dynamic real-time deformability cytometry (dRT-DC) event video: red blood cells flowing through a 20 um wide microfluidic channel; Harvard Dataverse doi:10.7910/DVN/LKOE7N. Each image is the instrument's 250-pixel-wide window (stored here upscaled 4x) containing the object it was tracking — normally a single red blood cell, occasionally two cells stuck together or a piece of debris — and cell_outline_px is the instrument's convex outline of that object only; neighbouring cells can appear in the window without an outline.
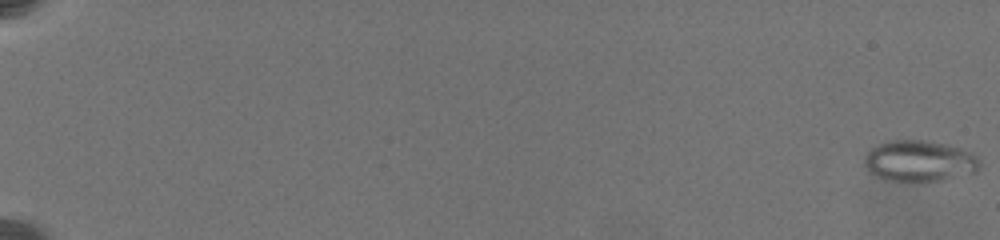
{"species": "common noctule bat (a hibernating species)", "species_latin": "Nyctalus noctula", "temperature_condition": "warm", "stored_images_in_passage": 49, "camera_frame_rate_fps": 3000, "um_per_image_px": 0.085, "animal": {"sex": "female", "body_mass_g": 19.5, "forearm_length_mm": 54.1}, "frame": {"image": 1, "passage_image": 1, "time_ms": 0.0, "image_size_px": [1000, 240], "cell_outline_px": [[980, 164], [976, 172], [940, 180], [884, 180], [868, 172], [864, 164], [864, 156], [872, 148], [880, 144], [892, 140], [924, 140], [944, 144], [960, 148], [972, 152], [976, 156]], "centroid_in_image_um": [78.13, 13.67], "position_along_channel_um": 6.9, "area_um2": 27.28}}
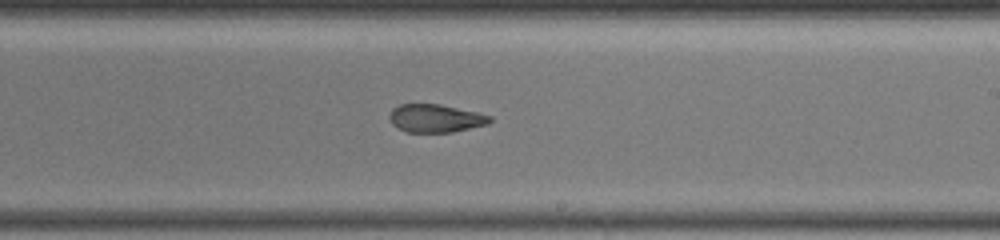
{"frame": {"image": 2, "passage_image": 25, "time_ms": 13.667, "image_size_px": [1000, 240], "cell_outline_px": [[492, 120], [488, 124], [452, 132], [408, 132], [392, 124], [388, 116], [392, 108], [400, 104], [440, 104], [476, 112], [492, 116]], "centroid_in_image_um": [37.01, 10.05], "position_along_channel_um": 252.0, "area_um2": 16.36}}
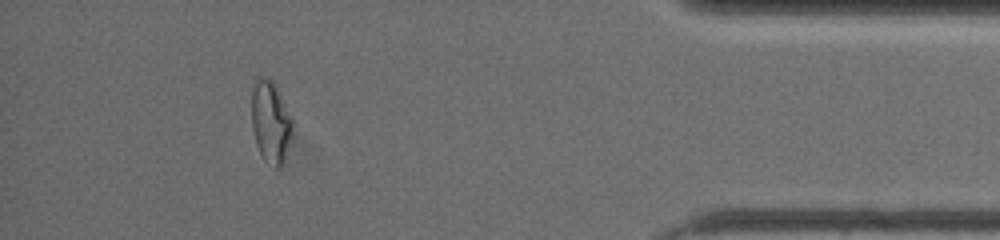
{"frame": {"image": 3, "passage_image": 42, "time_ms": 19.333, "image_size_px": [1000, 240], "cell_outline_px": [[292, 124], [284, 160], [280, 168], [276, 168], [264, 160], [256, 144], [252, 128], [252, 92], [256, 76], [260, 76], [272, 80], [276, 84], [292, 116]], "centroid_in_image_um": [22.99, 10.31], "position_along_channel_um": 412.2, "area_um2": 19.42}, "authors_computed_cell_mechanics": {"area_um2": 18.785, "velocity_mm_per_s": 3.5217, "shape_relaxation_time_tau1_ms": null, "shape_relaxation_time_tau2_ms": 1.7037, "deformation_change_tau1": null, "deformation_change_tau2": 0.0725}}